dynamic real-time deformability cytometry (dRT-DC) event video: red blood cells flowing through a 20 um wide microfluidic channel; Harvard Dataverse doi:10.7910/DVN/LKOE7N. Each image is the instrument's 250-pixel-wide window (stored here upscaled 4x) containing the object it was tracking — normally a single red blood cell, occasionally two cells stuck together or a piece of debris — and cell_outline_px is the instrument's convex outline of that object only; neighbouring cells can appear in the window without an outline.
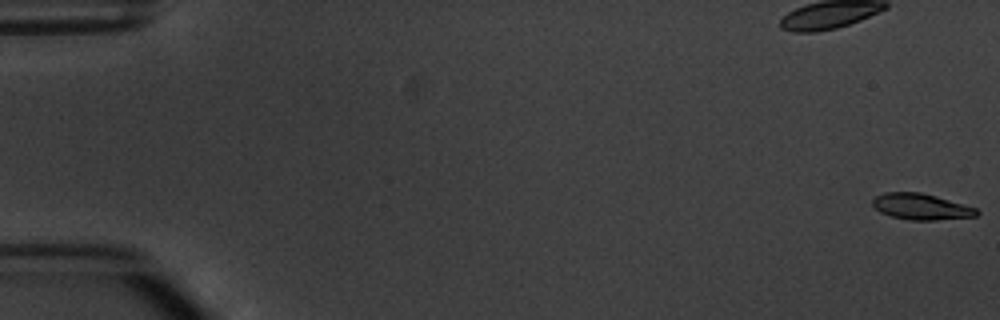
{"species": "common noctule bat (a hibernating species)", "species_latin": "Nyctalus noctula", "temperature_condition": "warm", "stored_images_in_passage": 6, "camera_frame_rate_fps": 3000, "um_per_image_px": 0.085, "animal": {"sex": "male", "body_mass_g": 20.1, "forearm_length_mm": 53.5}, "frame": {"image": 1, "passage_image": 1, "time_ms": 0.0, "image_size_px": [1000, 320], "cell_outline_px": [[980, 212], [976, 216], [936, 220], [908, 220], [888, 216], [880, 212], [872, 204], [872, 200], [876, 196], [884, 192], [920, 192], [936, 196], [976, 208]], "centroid_in_image_um": [78.26, 17.57], "position_along_channel_um": 6.7, "area_um2": 15.84}}
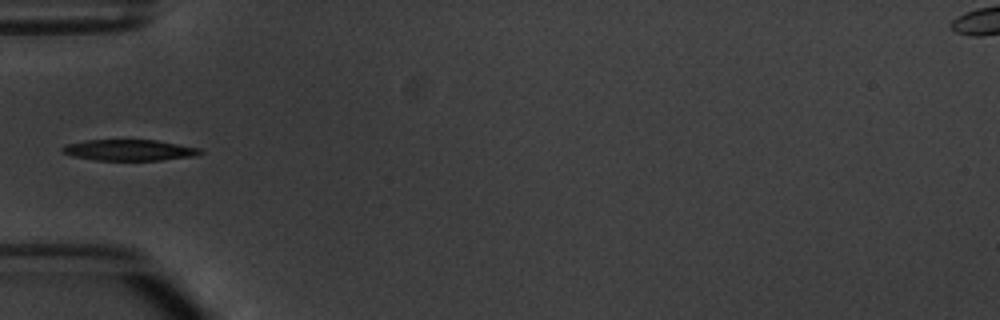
{"frame": {"image": 2, "passage_image": 6, "time_ms": 6.0, "image_size_px": [1000, 320], "cell_outline_px": [[204, 152], [196, 156], [160, 160], [96, 160], [72, 156], [60, 152], [60, 148], [64, 144], [84, 140], [156, 140], [204, 148]], "centroid_in_image_um": [10.99, 12.75], "position_along_channel_um": 74.0, "area_um2": 17.22}}